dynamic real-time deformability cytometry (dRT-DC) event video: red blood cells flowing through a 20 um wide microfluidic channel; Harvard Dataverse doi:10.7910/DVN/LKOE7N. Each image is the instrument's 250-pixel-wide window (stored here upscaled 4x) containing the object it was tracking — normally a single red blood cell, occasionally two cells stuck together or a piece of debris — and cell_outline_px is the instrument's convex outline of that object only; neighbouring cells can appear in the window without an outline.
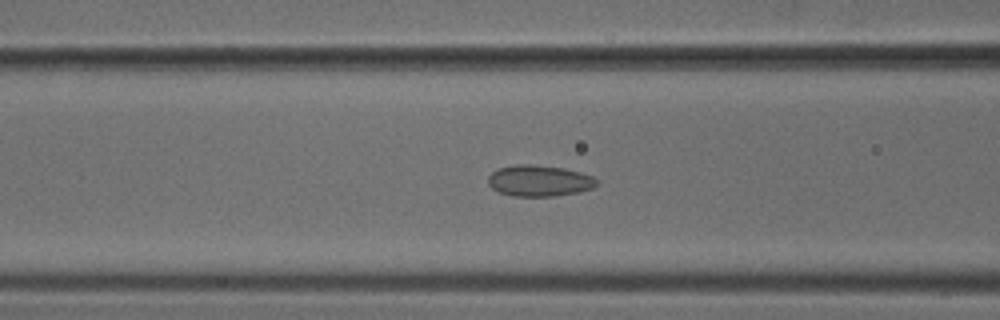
{"species": "common noctule bat (a hibernating species)", "species_latin": "Nyctalus noctula", "temperature_condition": "cold", "stored_images_in_passage": 50, "camera_frame_rate_fps": 3000, "um_per_image_px": 0.085, "animal": {"sex": "male", "body_mass_g": 18.8}, "frame": {"image": 1, "passage_image": 20, "time_ms": 6.333, "image_size_px": [1000, 320], "cell_outline_px": [[596, 184], [592, 188], [580, 192], [556, 196], [512, 196], [500, 192], [492, 188], [488, 184], [488, 176], [492, 172], [500, 168], [516, 164], [528, 164], [564, 168], [580, 172], [592, 176], [596, 180]], "centroid_in_image_um": [45.82, 15.37], "position_along_channel_um": 120.8, "area_um2": 19.65}}
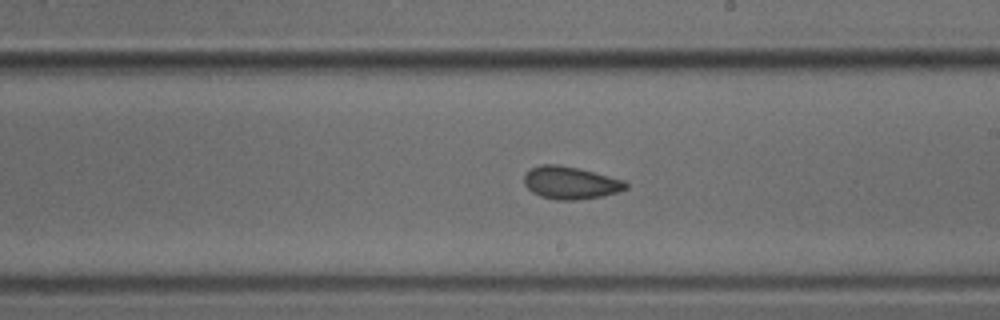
{"frame": {"image": 2, "passage_image": 29, "time_ms": 9.333, "image_size_px": [1000, 320], "cell_outline_px": [[628, 188], [620, 192], [600, 196], [576, 200], [556, 200], [540, 196], [532, 192], [524, 184], [524, 172], [540, 164], [556, 164], [576, 168], [624, 180], [628, 184]], "centroid_in_image_um": [48.47, 15.54], "position_along_channel_um": 240.5, "area_um2": 19.25}}
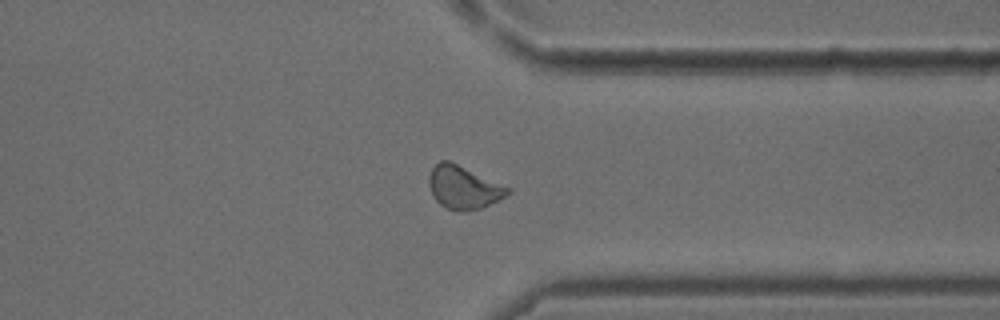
{"frame": {"image": 3, "passage_image": 39, "time_ms": 12.667, "image_size_px": [1000, 320], "cell_outline_px": [[512, 192], [480, 208], [464, 212], [448, 208], [440, 204], [432, 196], [428, 184], [428, 176], [432, 168], [440, 160], [448, 160], [512, 188]], "centroid_in_image_um": [39.38, 15.92], "position_along_channel_um": 372.0, "area_um2": 19.59}}